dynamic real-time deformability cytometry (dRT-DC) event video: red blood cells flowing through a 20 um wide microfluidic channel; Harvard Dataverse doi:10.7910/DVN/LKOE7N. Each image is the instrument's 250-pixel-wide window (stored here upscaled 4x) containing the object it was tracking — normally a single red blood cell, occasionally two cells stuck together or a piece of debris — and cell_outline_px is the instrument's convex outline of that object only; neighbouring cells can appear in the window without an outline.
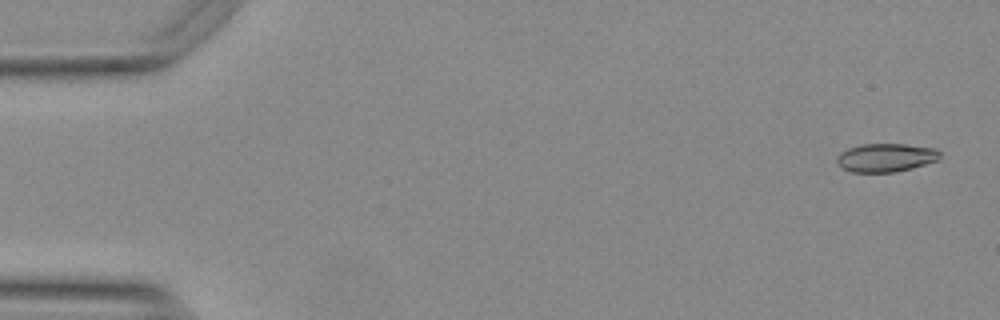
{"species": "Egyptian fruit bat (a non-hibernating species)", "species_latin": "Rousettus aegyptiacus", "temperature_condition": "warm", "stored_images_in_passage": 50, "camera_frame_rate_fps": 3000, "um_per_image_px": 0.085, "animal": {"sex": "female"}, "frame": {"image": 1, "passage_image": 1, "time_ms": 0.0, "image_size_px": [1000, 320], "cell_outline_px": [[940, 156], [936, 160], [912, 168], [896, 172], [852, 172], [840, 168], [836, 160], [836, 156], [840, 152], [848, 148], [860, 144], [904, 144], [936, 148], [940, 152]], "centroid_in_image_um": [75.24, 13.39], "position_along_channel_um": 9.8, "area_um2": 17.17}}
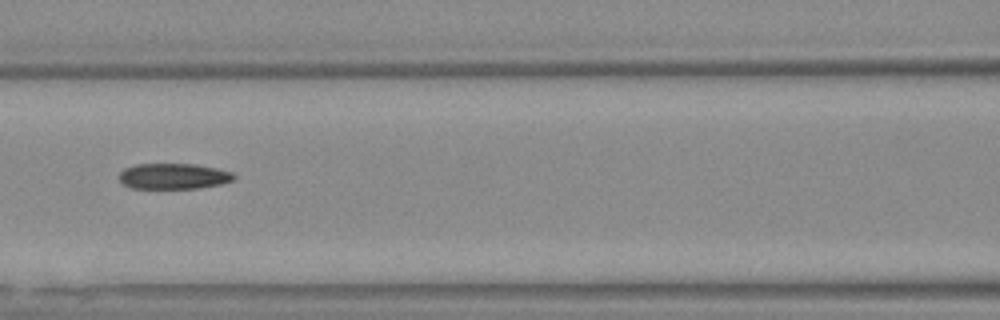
{"frame": {"image": 2, "passage_image": 23, "time_ms": 7.333, "image_size_px": [1000, 320], "cell_outline_px": [[236, 176], [232, 180], [220, 184], [200, 188], [128, 188], [120, 184], [120, 172], [124, 168], [136, 164], [196, 164], [216, 168], [232, 172]], "centroid_in_image_um": [14.71, 14.98], "position_along_channel_um": 151.9, "area_um2": 17.28}}
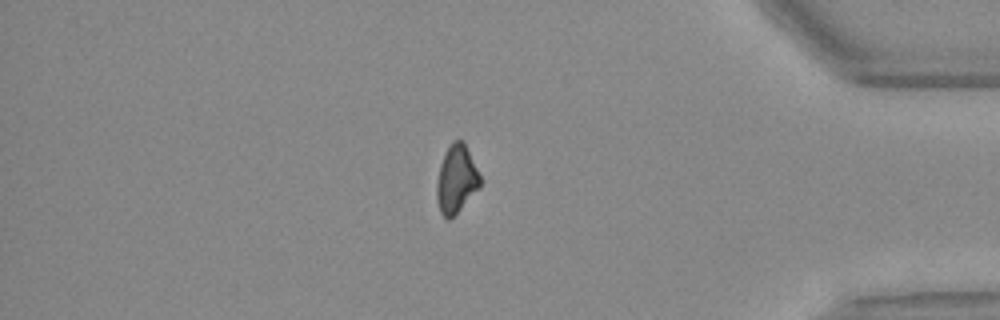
{"frame": {"image": 3, "passage_image": 45, "time_ms": 14.667, "image_size_px": [1000, 320], "cell_outline_px": [[480, 188], [448, 220], [440, 212], [436, 196], [436, 184], [440, 164], [444, 152], [448, 144], [452, 140], [460, 140], [464, 144], [480, 176]], "centroid_in_image_um": [38.75, 15.22], "position_along_channel_um": 396.4, "area_um2": 16.88}}